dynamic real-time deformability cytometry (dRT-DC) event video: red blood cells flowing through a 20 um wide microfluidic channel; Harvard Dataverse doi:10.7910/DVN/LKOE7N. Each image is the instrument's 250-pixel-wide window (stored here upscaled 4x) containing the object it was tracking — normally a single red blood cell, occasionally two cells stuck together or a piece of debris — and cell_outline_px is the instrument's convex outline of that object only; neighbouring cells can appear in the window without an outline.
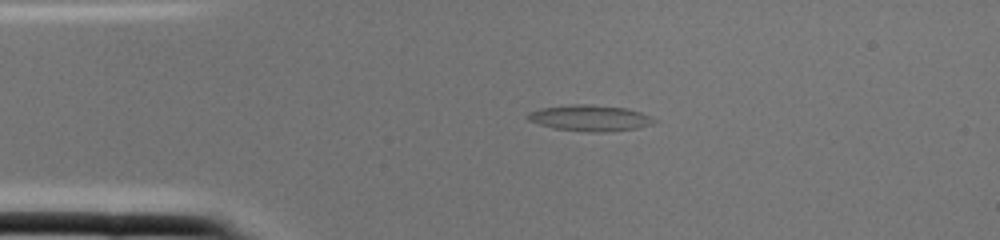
{"species": "common noctule bat (a hibernating species)", "species_latin": "Nyctalus noctula", "temperature_condition": "cold", "stored_images_in_passage": 1, "camera_frame_rate_fps": 3000, "um_per_image_px": 0.085, "animal": {"sex": "female", "body_mass_g": 22.0, "forearm_length_mm": 56.7}, "frame": {"image": 1, "passage_image": 1, "time_ms": 0.0, "image_size_px": [1000, 240], "cell_outline_px": [[656, 120], [652, 124], [636, 128], [604, 132], [596, 132], [552, 128], [528, 120], [524, 116], [528, 112], [540, 108], [572, 104], [592, 104], [628, 108], [640, 112]], "centroid_in_image_um": [50.1, 10.02], "position_along_channel_um": 34.9, "area_um2": 19.13}}